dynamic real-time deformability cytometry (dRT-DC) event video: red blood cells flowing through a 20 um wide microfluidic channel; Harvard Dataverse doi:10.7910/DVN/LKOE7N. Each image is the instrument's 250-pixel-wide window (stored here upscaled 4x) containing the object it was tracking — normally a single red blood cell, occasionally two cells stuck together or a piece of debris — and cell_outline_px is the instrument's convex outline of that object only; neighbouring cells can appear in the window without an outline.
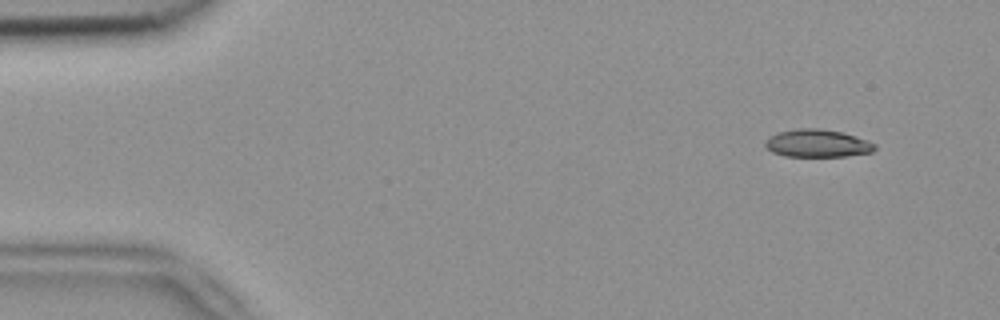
{"species": "common noctule bat (a hibernating species)", "species_latin": "Nyctalus noctula", "temperature_condition": "room temperature", "stored_images_in_passage": 4, "camera_frame_rate_fps": 3000, "um_per_image_px": 0.085, "animal": {"sex": "female", "body_mass_g": 18.4}, "frame": {"image": 1, "passage_image": 2, "time_ms": 0.333, "image_size_px": [1000, 320], "cell_outline_px": [[876, 148], [872, 152], [848, 156], [784, 156], [772, 152], [764, 144], [764, 140], [768, 136], [776, 132], [796, 128], [820, 128], [844, 132], [868, 140], [876, 144]], "centroid_in_image_um": [69.46, 12.17], "position_along_channel_um": 15.5, "area_um2": 18.03}}